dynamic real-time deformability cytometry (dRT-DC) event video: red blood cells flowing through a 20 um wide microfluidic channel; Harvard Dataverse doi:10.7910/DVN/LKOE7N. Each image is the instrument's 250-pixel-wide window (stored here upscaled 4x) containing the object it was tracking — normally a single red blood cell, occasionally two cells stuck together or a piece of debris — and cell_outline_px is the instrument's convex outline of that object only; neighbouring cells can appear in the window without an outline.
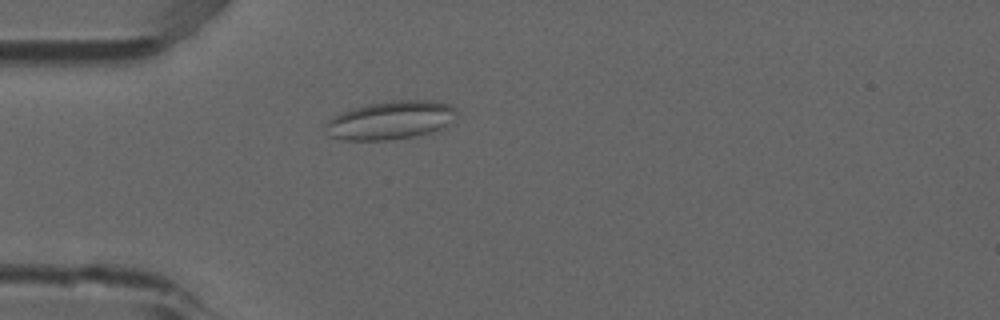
{"species": "common noctule bat (a hibernating species)", "species_latin": "Nyctalus noctula", "temperature_condition": "room temperature", "stored_images_in_passage": 5, "camera_frame_rate_fps": 3000, "um_per_image_px": 0.085, "animal": {"sex": "male", "forearm_length_mm": 52.5}, "frame": {"image": 1, "passage_image": 5, "time_ms": 1.333, "image_size_px": [1000, 320], "cell_outline_px": [[456, 112], [448, 124], [444, 128], [432, 132], [416, 136], [392, 140], [344, 140], [328, 136], [324, 124], [332, 116], [340, 112], [352, 108], [368, 104], [392, 100], [432, 100], [448, 104], [456, 108]], "centroid_in_image_um": [33.16, 10.22], "position_along_channel_um": 51.8, "area_um2": 29.59}}